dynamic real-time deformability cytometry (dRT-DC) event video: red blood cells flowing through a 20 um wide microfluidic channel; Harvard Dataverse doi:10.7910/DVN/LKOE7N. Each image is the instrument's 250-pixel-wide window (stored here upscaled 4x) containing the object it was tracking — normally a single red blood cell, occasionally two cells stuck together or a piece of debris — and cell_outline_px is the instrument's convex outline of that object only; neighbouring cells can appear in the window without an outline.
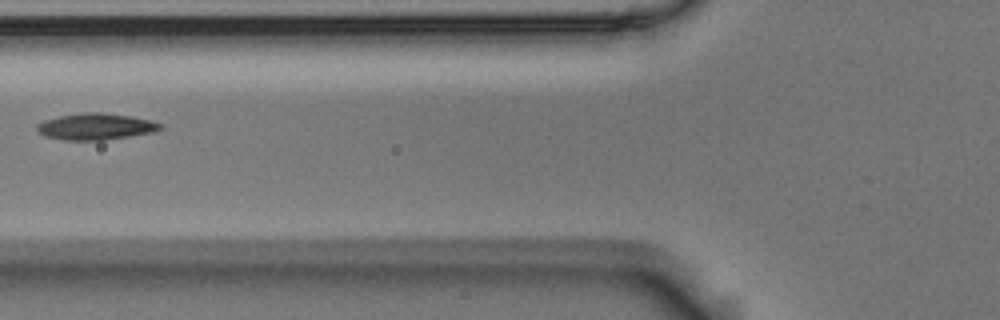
{"species": "Egyptian fruit bat (a non-hibernating species)", "species_latin": "Rousettus aegyptiacus", "temperature_condition": "room temperature", "stored_images_in_passage": 5, "camera_frame_rate_fps": 3000, "um_per_image_px": 0.085, "animal": {"sex": "male"}, "frame": {"image": 1, "passage_image": 4, "time_ms": 1.0, "image_size_px": [1000, 320], "cell_outline_px": [[164, 128], [156, 132], [104, 140], [64, 140], [44, 136], [36, 128], [36, 124], [44, 120], [60, 116], [80, 112], [100, 112], [132, 116], [164, 124]], "centroid_in_image_um": [8.16, 10.75], "position_along_channel_um": 117.6, "area_um2": 19.19}}
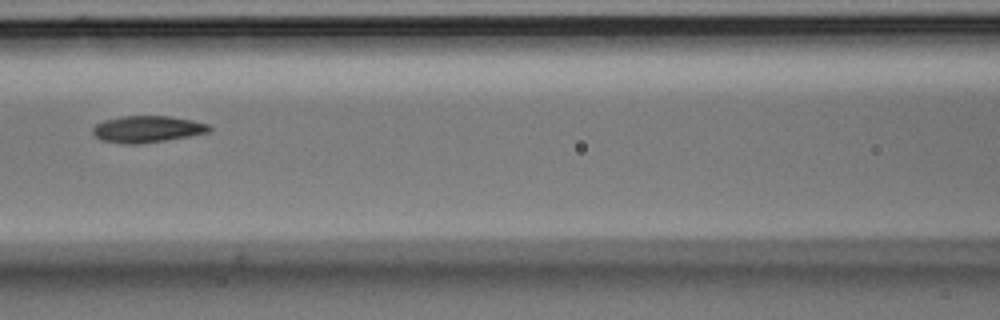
{"frame": {"image": 2, "passage_image": 5, "time_ms": 1.333, "image_size_px": [1000, 320], "cell_outline_px": [[212, 128], [208, 132], [188, 136], [140, 144], [120, 144], [100, 140], [92, 132], [92, 128], [96, 124], [104, 120], [120, 116], [168, 116], [192, 120], [208, 124]], "centroid_in_image_um": [12.47, 10.98], "position_along_channel_um": 154.1, "area_um2": 18.09}}